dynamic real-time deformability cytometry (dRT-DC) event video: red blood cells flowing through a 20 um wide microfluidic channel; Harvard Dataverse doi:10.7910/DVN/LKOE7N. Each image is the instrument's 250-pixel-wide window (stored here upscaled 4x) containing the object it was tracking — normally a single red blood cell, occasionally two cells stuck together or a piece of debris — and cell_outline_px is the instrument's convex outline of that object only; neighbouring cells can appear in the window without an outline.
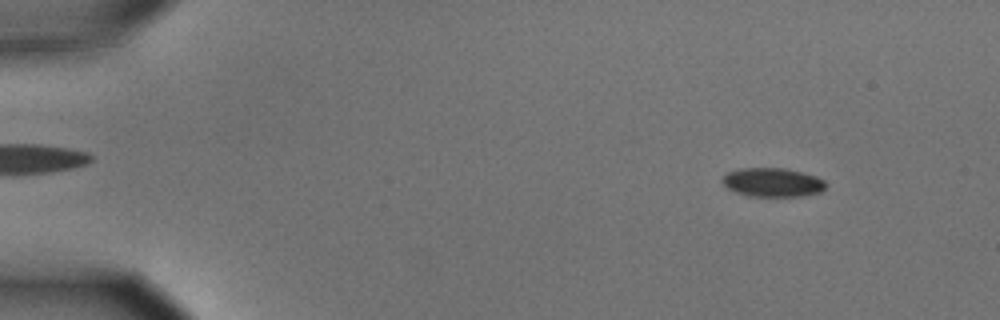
{"species": "common noctule bat (a hibernating species)", "species_latin": "Nyctalus noctula", "temperature_condition": "cold", "stored_images_in_passage": 56, "camera_frame_rate_fps": 3000, "um_per_image_px": 0.085, "animal": {"sex": "male", "body_mass_g": 15.6}, "frame": {"image": 1, "passage_image": 6, "time_ms": 1.667, "image_size_px": [1000, 320], "cell_outline_px": [[824, 188], [820, 192], [804, 196], [748, 196], [736, 192], [728, 188], [720, 180], [728, 172], [740, 168], [784, 168], [816, 176], [824, 180]], "centroid_in_image_um": [65.65, 15.5], "position_along_channel_um": 19.4, "area_um2": 17.28}}
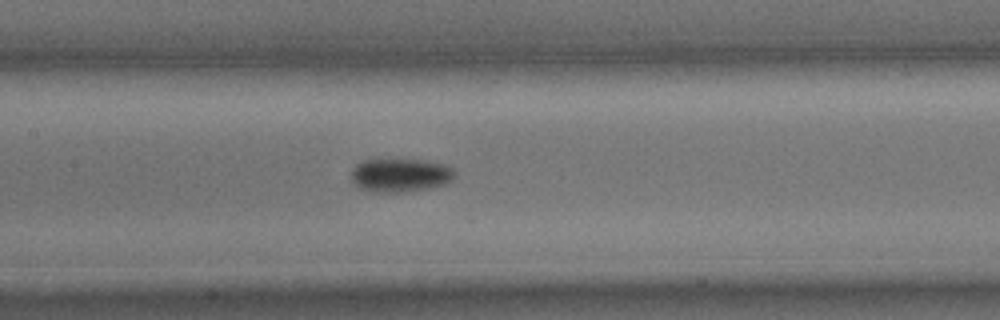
{"frame": {"image": 2, "passage_image": 27, "time_ms": 8.667, "image_size_px": [1000, 320], "cell_outline_px": [[452, 180], [444, 184], [432, 188], [400, 192], [376, 192], [360, 188], [352, 180], [352, 168], [356, 164], [364, 160], [428, 160], [444, 164], [452, 168]], "centroid_in_image_um": [34.02, 14.89], "position_along_channel_um": 173.4, "area_um2": 20.0}}
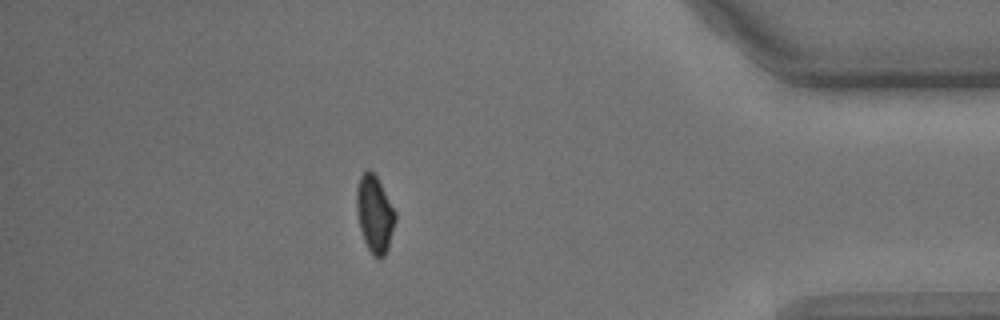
{"frame": {"image": 3, "passage_image": 49, "time_ms": 16.0, "image_size_px": [1000, 320], "cell_outline_px": [[396, 220], [388, 248], [384, 256], [380, 260], [372, 256], [364, 240], [360, 228], [356, 212], [356, 188], [360, 176], [368, 168], [376, 176], [396, 212]], "centroid_in_image_um": [31.84, 18.22], "position_along_channel_um": 403.4, "area_um2": 17.46}, "authors_computed_cell_mechanics": {"area_um2": 18.1492, "velocity_mm_per_s": 3.6183, "shape_relaxation_time_tau1_ms": 3.0794, "shape_relaxation_time_tau2_ms": null, "deformation_change_tau1": 0.0899, "deformation_change_tau2": null}}